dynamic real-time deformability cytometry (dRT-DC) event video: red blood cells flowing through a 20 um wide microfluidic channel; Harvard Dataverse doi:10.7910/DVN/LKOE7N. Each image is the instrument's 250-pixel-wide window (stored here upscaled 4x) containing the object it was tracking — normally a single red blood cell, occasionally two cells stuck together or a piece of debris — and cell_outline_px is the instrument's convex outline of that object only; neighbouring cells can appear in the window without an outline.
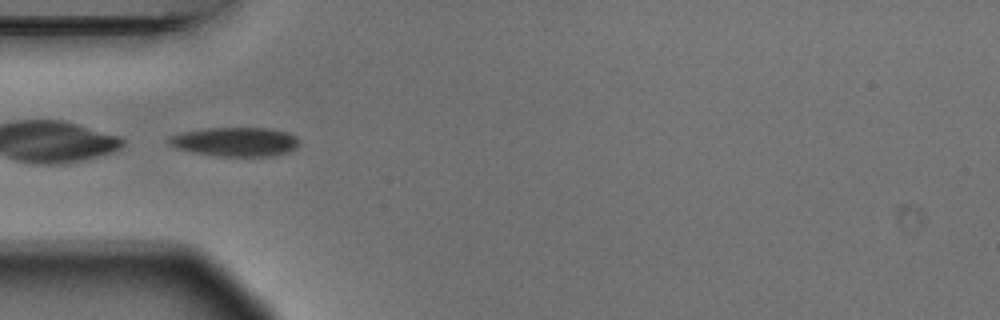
{"species": "Egyptian fruit bat (a non-hibernating species)", "species_latin": "Rousettus aegyptiacus", "temperature_condition": "warm", "stored_images_in_passage": 1, "camera_frame_rate_fps": 3000, "um_per_image_px": 0.085, "animal": {"sex": "male"}, "frame": {"image": 1, "passage_image": 1, "time_ms": 0.0, "image_size_px": [1000, 320], "cell_outline_px": [[300, 140], [296, 148], [288, 152], [272, 156], [216, 156], [192, 152], [176, 148], [168, 144], [164, 140], [168, 136], [184, 132], [204, 128], [268, 128], [288, 132], [296, 136]], "centroid_in_image_um": [19.98, 12.05], "position_along_channel_um": 65.0, "area_um2": 22.37}}